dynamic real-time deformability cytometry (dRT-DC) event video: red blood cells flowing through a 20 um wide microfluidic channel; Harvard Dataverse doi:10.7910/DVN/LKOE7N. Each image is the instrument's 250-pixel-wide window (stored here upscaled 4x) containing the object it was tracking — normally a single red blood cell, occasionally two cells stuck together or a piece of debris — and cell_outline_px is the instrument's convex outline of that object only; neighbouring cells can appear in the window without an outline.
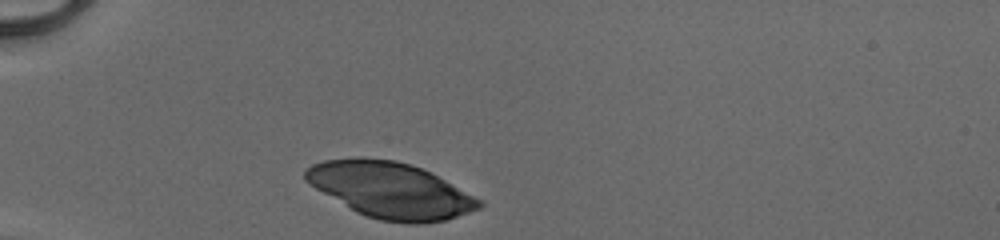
{"species": "human", "species_latin": "Homo sapiens", "temperature_condition": "cold", "stored_images_in_passage": 29, "camera_frame_rate_fps": 3000, "um_per_image_px": 0.085, "donor": {"sex": "male"}, "frame": {"image": 1, "passage_image": 1, "time_ms": 0.0, "image_size_px": [1000, 240], "cell_outline_px": [[484, 204], [480, 208], [444, 220], [420, 224], [408, 224], [380, 220], [356, 212], [316, 188], [304, 180], [304, 172], [312, 164], [324, 160], [356, 156], [364, 156], [396, 160], [432, 172], [484, 200]], "centroid_in_image_um": [33.21, 16.14], "position_along_channel_um": 51.8, "area_um2": 56.76}}